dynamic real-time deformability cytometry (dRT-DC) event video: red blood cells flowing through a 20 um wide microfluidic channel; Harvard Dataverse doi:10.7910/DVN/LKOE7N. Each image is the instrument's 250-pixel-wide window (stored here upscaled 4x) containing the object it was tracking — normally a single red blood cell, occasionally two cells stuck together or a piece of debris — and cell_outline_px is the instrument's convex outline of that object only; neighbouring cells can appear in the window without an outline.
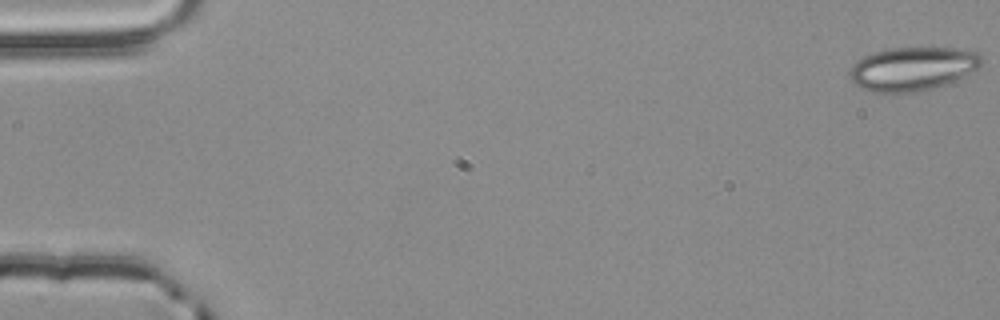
{"species": "common noctule bat (a hibernating species)", "species_latin": "Nyctalus noctula", "temperature_condition": "room temperature", "stored_images_in_passage": 55, "camera_frame_rate_fps": 3000, "um_per_image_px": 0.085, "animal": {"sex": "male", "body_mass_g": 20.4}, "frame": {"image": 1, "passage_image": 1, "time_ms": 0.0, "image_size_px": [1000, 320], "cell_outline_px": [[984, 60], [980, 68], [956, 80], [932, 88], [916, 92], [872, 92], [860, 88], [848, 76], [848, 72], [852, 64], [856, 60], [872, 52], [888, 48], [956, 48], [976, 52], [984, 56]], "centroid_in_image_um": [77.57, 5.83], "position_along_channel_um": 7.4, "area_um2": 33.87}}
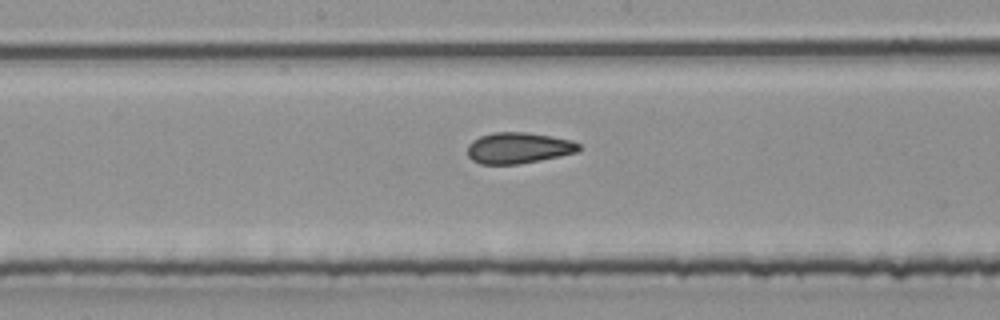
{"frame": {"image": 2, "passage_image": 29, "time_ms": 9.333, "image_size_px": [1000, 320], "cell_outline_px": [[580, 148], [576, 152], [560, 156], [520, 164], [480, 164], [472, 160], [468, 156], [468, 144], [472, 140], [480, 136], [492, 132], [528, 132], [552, 136], [572, 140], [580, 144]], "centroid_in_image_um": [44.05, 12.57], "position_along_channel_um": 204.1, "area_um2": 20.29}}
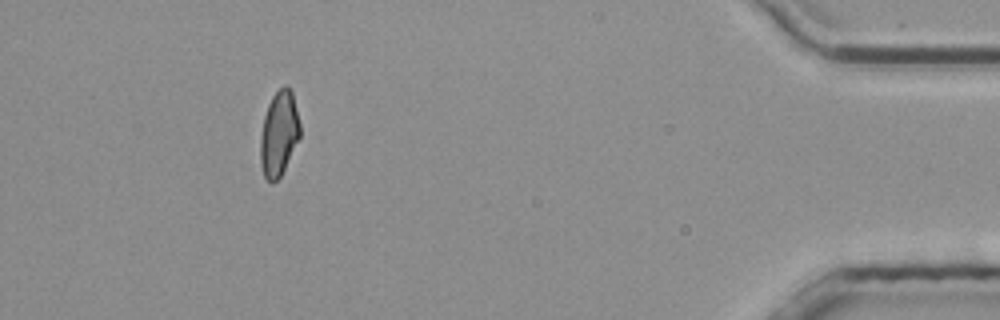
{"frame": {"image": 3, "passage_image": 50, "time_ms": 16.333, "image_size_px": [1000, 320], "cell_outline_px": [[300, 136], [280, 176], [272, 184], [264, 176], [260, 164], [260, 136], [264, 116], [268, 104], [272, 96], [284, 84], [288, 84], [292, 92], [300, 124]], "centroid_in_image_um": [23.69, 11.33], "position_along_channel_um": 411.5, "area_um2": 19.54}, "authors_computed_cell_mechanics": {"area_um2": 20.2878, "velocity_mm_per_s": 3.868, "shape_relaxation_time_tau1_ms": 11.2512, "shape_relaxation_time_tau2_ms": 2.0249, "deformation_change_tau1": 0.2006, "deformation_change_tau2": 0.0896}}